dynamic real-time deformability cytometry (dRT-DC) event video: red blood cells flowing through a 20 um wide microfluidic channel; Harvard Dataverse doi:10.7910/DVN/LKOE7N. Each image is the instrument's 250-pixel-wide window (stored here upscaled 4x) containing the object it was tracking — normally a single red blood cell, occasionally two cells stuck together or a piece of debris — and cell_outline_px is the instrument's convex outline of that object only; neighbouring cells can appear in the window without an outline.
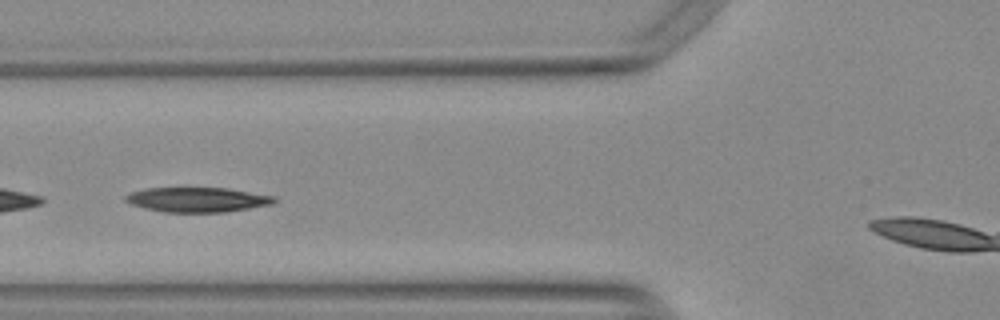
{"species": "Egyptian fruit bat (a non-hibernating species)", "species_latin": "Rousettus aegyptiacus", "temperature_condition": "warm", "stored_images_in_passage": 44, "camera_frame_rate_fps": 3000, "um_per_image_px": 0.085, "animal": {"sex": "female"}, "frame": {"image": 1, "passage_image": 15, "time_ms": 4.667, "image_size_px": [1000, 320], "cell_outline_px": [[276, 200], [272, 204], [224, 212], [164, 212], [144, 208], [132, 204], [124, 200], [124, 196], [132, 192], [148, 188], [228, 188], [276, 196]], "centroid_in_image_um": [16.78, 16.97], "position_along_channel_um": 109.0, "area_um2": 21.33}}
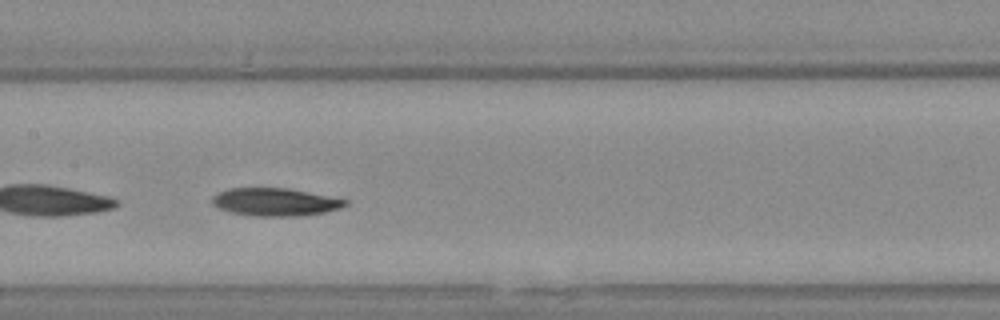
{"frame": {"image": 2, "passage_image": 21, "time_ms": 6.667, "image_size_px": [1000, 320], "cell_outline_px": [[348, 204], [340, 208], [324, 212], [300, 216], [252, 216], [228, 212], [216, 208], [212, 204], [212, 196], [228, 188], [288, 188], [348, 200]], "centroid_in_image_um": [23.34, 17.18], "position_along_channel_um": 184.1, "area_um2": 21.68}}
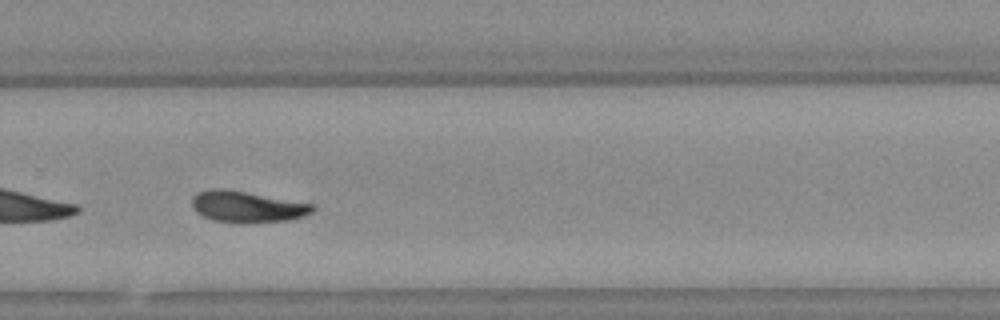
{"frame": {"image": 3, "passage_image": 31, "time_ms": 10.0, "image_size_px": [1000, 320], "cell_outline_px": [[316, 208], [312, 212], [304, 216], [288, 220], [244, 224], [236, 224], [212, 220], [196, 212], [192, 208], [192, 196], [196, 192], [212, 188], [224, 188], [312, 204]], "centroid_in_image_um": [20.95, 17.59], "position_along_channel_um": 308.9, "area_um2": 22.25}, "authors_computed_cell_mechanics": {"area_um2": 21.7617, "velocity_mm_per_s": 3.7569, "shape_relaxation_time_tau1_ms": 5.6433, "shape_relaxation_time_tau2_ms": 3.736, "deformation_change_tau1": 0.1871, "deformation_change_tau2": 0.0887}}